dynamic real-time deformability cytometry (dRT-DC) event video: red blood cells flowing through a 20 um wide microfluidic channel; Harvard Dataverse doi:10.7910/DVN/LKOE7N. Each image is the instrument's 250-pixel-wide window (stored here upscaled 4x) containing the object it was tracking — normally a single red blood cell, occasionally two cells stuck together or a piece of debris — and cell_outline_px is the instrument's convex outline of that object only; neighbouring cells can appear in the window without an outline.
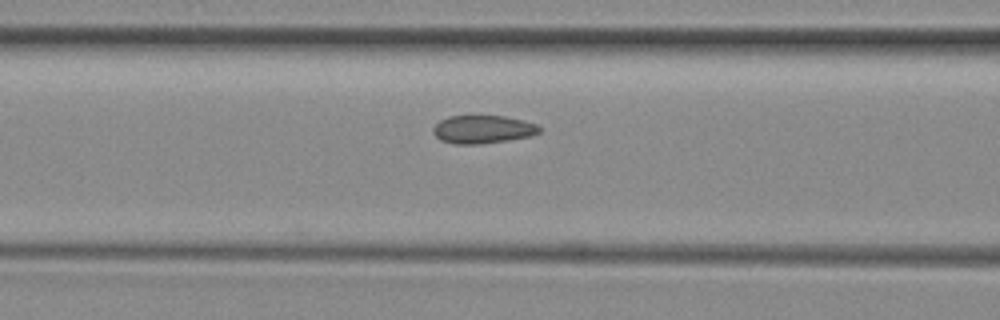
{"species": "common noctule bat (a hibernating species)", "species_latin": "Nyctalus noctula", "temperature_condition": "room temperature", "stored_images_in_passage": 15, "camera_frame_rate_fps": 3000, "um_per_image_px": 0.085, "animal": {"sex": "female", "body_mass_g": 29.2, "forearm_length_mm": 56.3}, "frame": {"image": 1, "passage_image": 13, "time_ms": 4.0, "image_size_px": [1000, 320], "cell_outline_px": [[540, 132], [532, 136], [508, 140], [480, 144], [452, 144], [440, 140], [432, 132], [432, 128], [440, 120], [448, 116], [504, 116], [524, 120], [536, 124], [540, 128]], "centroid_in_image_um": [41.02, 11.0], "position_along_channel_um": 125.6, "area_um2": 17.51}}